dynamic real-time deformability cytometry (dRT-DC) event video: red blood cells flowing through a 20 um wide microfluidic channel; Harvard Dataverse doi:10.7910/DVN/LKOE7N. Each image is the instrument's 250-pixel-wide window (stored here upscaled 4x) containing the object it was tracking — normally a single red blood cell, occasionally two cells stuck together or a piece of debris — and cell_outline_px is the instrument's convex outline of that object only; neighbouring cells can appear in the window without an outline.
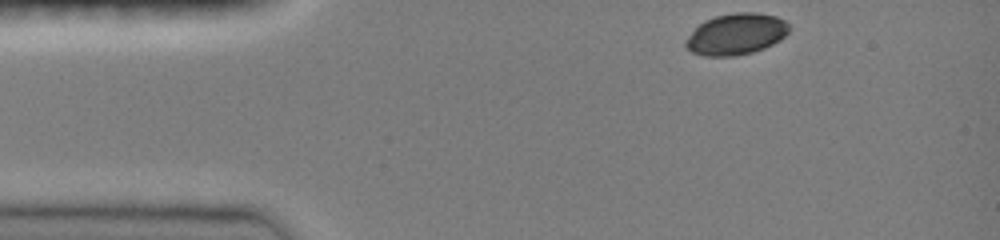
{"species": "common noctule bat (a hibernating species)", "species_latin": "Nyctalus noctula", "temperature_condition": "room temperature", "stored_images_in_passage": 6, "camera_frame_rate_fps": 3000, "um_per_image_px": 0.085, "animal": {"sex": "female", "body_mass_g": 19.0, "forearm_length_mm": 51.5}, "frame": {"image": 1, "passage_image": 1, "time_ms": 0.0, "image_size_px": [1000, 240], "cell_outline_px": [[792, 28], [780, 40], [764, 48], [752, 52], [736, 56], [704, 56], [692, 52], [684, 44], [684, 40], [704, 20], [716, 16], [736, 12], [756, 12], [776, 16], [784, 20]], "centroid_in_image_um": [62.58, 2.9], "position_along_channel_um": 22.4, "area_um2": 24.91}}
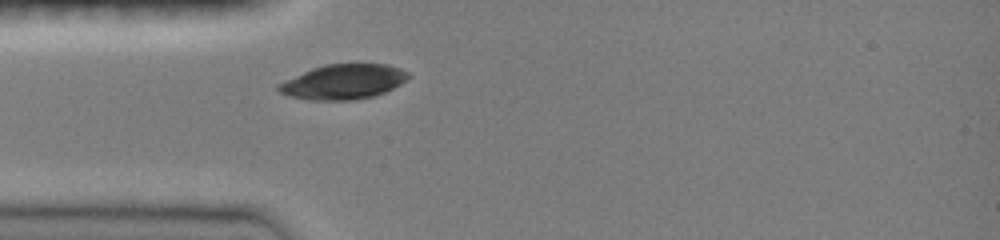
{"frame": {"image": 2, "passage_image": 6, "time_ms": 2.333, "image_size_px": [1000, 240], "cell_outline_px": [[412, 76], [400, 84], [384, 92], [372, 96], [356, 100], [308, 100], [288, 96], [280, 92], [276, 88], [276, 84], [284, 80], [312, 68], [324, 64], [388, 64], [400, 68], [408, 72]], "centroid_in_image_um": [29.16, 6.95], "position_along_channel_um": 55.8, "area_um2": 26.53}}